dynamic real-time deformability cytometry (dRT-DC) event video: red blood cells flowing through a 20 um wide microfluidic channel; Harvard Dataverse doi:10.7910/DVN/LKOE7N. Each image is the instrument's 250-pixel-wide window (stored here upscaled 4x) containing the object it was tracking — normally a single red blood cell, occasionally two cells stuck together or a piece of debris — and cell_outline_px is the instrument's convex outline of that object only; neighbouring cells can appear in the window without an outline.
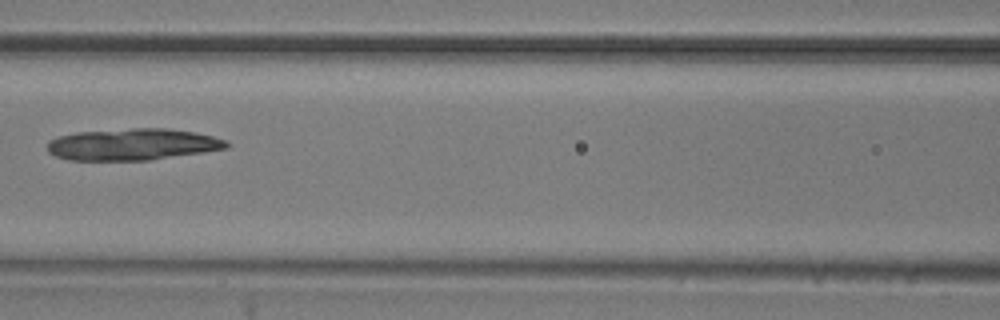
{"species": "common noctule bat (a hibernating species)", "species_latin": "Nyctalus noctula", "temperature_condition": "room temperature", "stored_images_in_passage": 10, "camera_frame_rate_fps": 3000, "um_per_image_px": 0.085, "animal": {"sex": "male", "body_mass_g": 20.5, "forearm_length_mm": 52.5}, "frame": {"image": 1, "passage_image": 9, "time_ms": 10.0, "image_size_px": [1000, 320], "cell_outline_px": [[232, 144], [228, 148], [204, 152], [148, 160], [68, 160], [56, 156], [48, 152], [48, 140], [60, 136], [76, 132], [132, 128], [168, 128], [196, 132], [228, 140]], "centroid_in_image_um": [11.31, 12.27], "position_along_channel_um": 155.3, "area_um2": 33.23}}
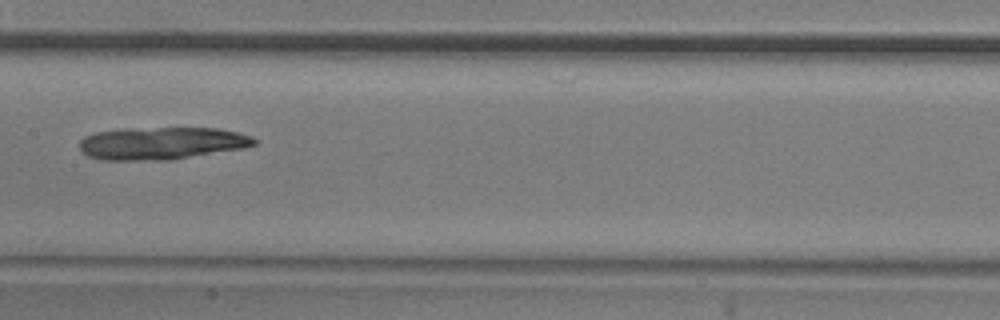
{"frame": {"image": 2, "passage_image": 10, "time_ms": 11.0, "image_size_px": [1000, 320], "cell_outline_px": [[260, 140], [256, 144], [244, 148], [168, 160], [104, 160], [88, 156], [80, 148], [80, 140], [84, 136], [96, 132], [124, 128], [216, 128], [236, 132], [252, 136]], "centroid_in_image_um": [13.75, 12.17], "position_along_channel_um": 193.6, "area_um2": 33.12}}